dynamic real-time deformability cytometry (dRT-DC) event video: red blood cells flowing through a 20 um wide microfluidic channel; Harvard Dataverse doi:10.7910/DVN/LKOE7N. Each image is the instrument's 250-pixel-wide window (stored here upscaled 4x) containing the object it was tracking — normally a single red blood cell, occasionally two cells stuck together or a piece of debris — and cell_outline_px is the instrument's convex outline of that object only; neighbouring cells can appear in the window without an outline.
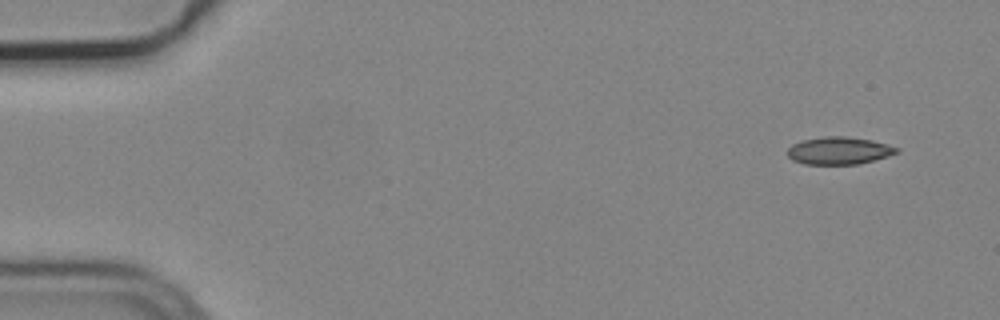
{"species": "common noctule bat (a hibernating species)", "species_latin": "Nyctalus noctula", "temperature_condition": "cold", "stored_images_in_passage": 5, "camera_frame_rate_fps": 3000, "um_per_image_px": 0.085, "animal": {"sex": "male", "body_mass_g": 19.2, "forearm_length_mm": 51.8}, "frame": {"image": 1, "passage_image": 1, "time_ms": 0.0, "image_size_px": [1000, 320], "cell_outline_px": [[900, 152], [888, 156], [856, 164], [804, 164], [792, 160], [788, 156], [788, 148], [792, 144], [804, 140], [824, 136], [844, 136], [872, 140], [888, 144], [900, 148]], "centroid_in_image_um": [71.33, 12.8], "position_along_channel_um": 13.7, "area_um2": 17.46}}
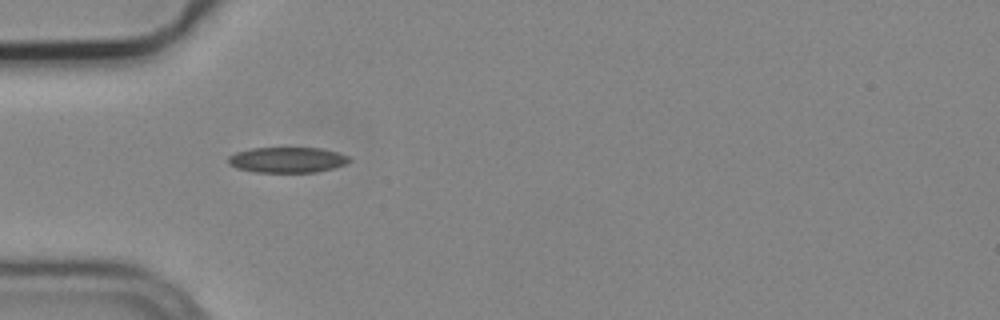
{"frame": {"image": 2, "passage_image": 4, "time_ms": 1.0, "image_size_px": [1000, 320], "cell_outline_px": [[352, 160], [344, 164], [332, 168], [316, 172], [256, 172], [236, 168], [228, 164], [228, 156], [236, 152], [252, 148], [320, 148], [336, 152], [348, 156]], "centroid_in_image_um": [24.38, 13.59], "position_along_channel_um": 60.6, "area_um2": 17.92}}
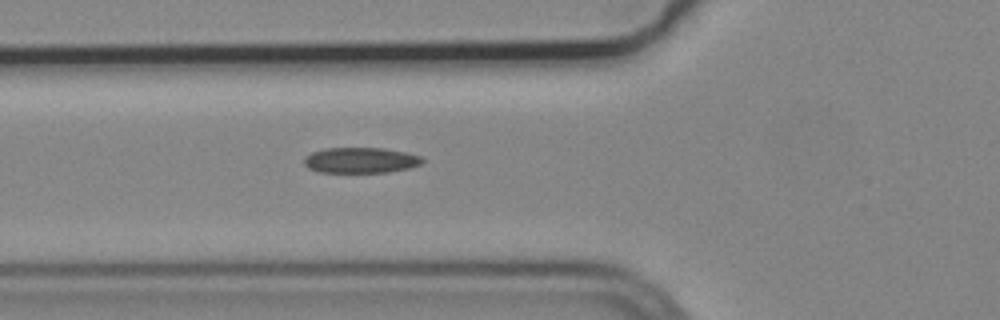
{"frame": {"image": 3, "passage_image": 5, "time_ms": 1.333, "image_size_px": [1000, 320], "cell_outline_px": [[424, 160], [420, 164], [408, 168], [388, 172], [320, 172], [308, 168], [304, 164], [304, 156], [312, 152], [324, 148], [384, 148], [404, 152], [420, 156]], "centroid_in_image_um": [30.61, 13.61], "position_along_channel_um": 95.2, "area_um2": 17.57}}